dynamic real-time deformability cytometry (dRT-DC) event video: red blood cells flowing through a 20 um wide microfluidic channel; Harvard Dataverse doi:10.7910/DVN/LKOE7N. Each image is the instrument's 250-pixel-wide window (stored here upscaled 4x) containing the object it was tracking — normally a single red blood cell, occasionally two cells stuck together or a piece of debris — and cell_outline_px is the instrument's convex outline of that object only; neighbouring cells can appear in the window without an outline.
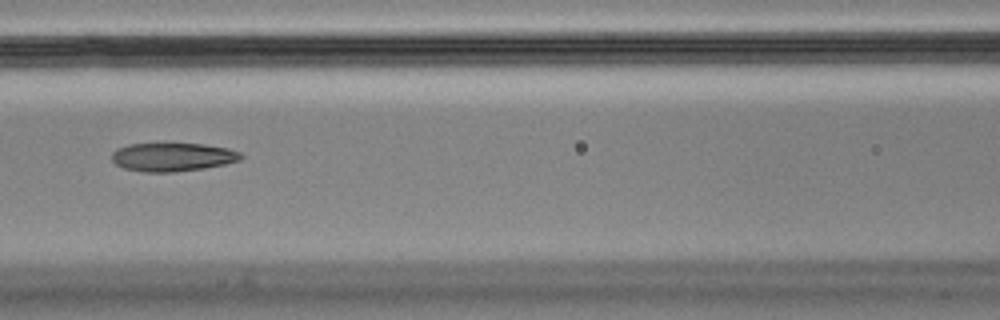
{"species": "Egyptian fruit bat (a non-hibernating species)", "species_latin": "Rousettus aegyptiacus", "temperature_condition": "cold", "stored_images_in_passage": 5, "segment_of_instrument_passage": [1, 2], "camera_frame_rate_fps": 3000, "um_per_image_px": 0.085, "animal": {"sex": "male"}, "frame": {"image": 1, "passage_image": 3, "time_ms": 0.667, "image_size_px": [1000, 320], "cell_outline_px": [[244, 156], [240, 160], [224, 164], [204, 168], [172, 172], [144, 172], [124, 168], [116, 164], [112, 160], [112, 152], [116, 148], [128, 144], [204, 144], [228, 148], [240, 152]], "centroid_in_image_um": [14.66, 13.34], "position_along_channel_um": 151.9, "area_um2": 21.39}}
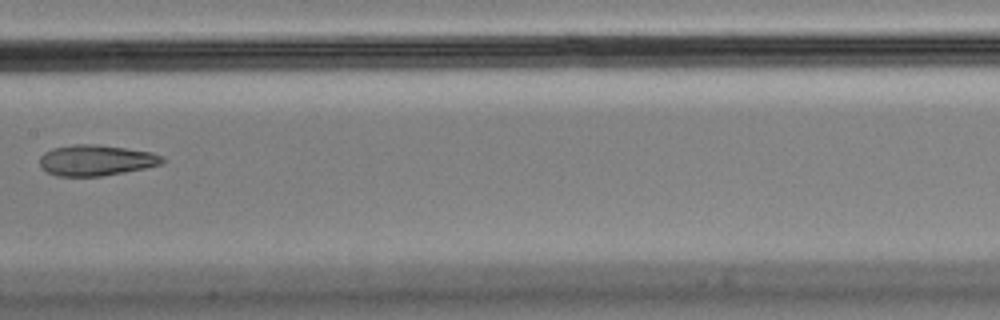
{"frame": {"image": 2, "passage_image": 4, "time_ms": 1.0, "image_size_px": [1000, 320], "cell_outline_px": [[168, 160], [160, 164], [144, 168], [124, 172], [100, 176], [56, 176], [40, 168], [40, 156], [44, 152], [52, 148], [76, 144], [96, 144], [152, 152], [164, 156]], "centroid_in_image_um": [8.16, 13.62], "position_along_channel_um": 199.2, "area_um2": 22.08}}